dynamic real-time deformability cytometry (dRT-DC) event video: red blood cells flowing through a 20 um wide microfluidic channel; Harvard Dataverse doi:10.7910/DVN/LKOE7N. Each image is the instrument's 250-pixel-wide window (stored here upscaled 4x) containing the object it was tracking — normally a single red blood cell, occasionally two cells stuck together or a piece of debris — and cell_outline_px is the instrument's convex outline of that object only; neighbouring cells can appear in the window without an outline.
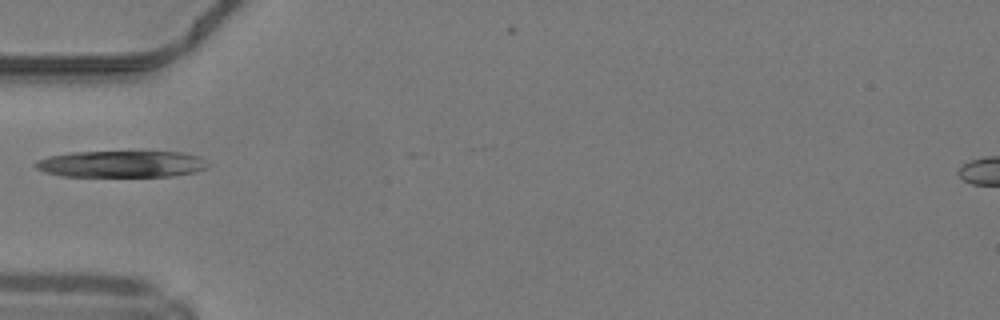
{"species": "common noctule bat (a hibernating species)", "species_latin": "Nyctalus noctula", "temperature_condition": "warm", "stored_images_in_passage": 7, "camera_frame_rate_fps": 3000, "um_per_image_px": 0.085, "animal": {"sex": "male", "body_mass_g": 19.2, "forearm_length_mm": 51.8}, "frame": {"image": 1, "passage_image": 1, "time_ms": 0.0, "image_size_px": [1000, 320], "cell_outline_px": [[212, 164], [208, 168], [196, 172], [172, 176], [60, 176], [44, 172], [36, 168], [32, 164], [36, 160], [48, 156], [72, 152], [180, 152], [200, 156]], "centroid_in_image_um": [10.34, 13.94], "position_along_channel_um": 74.7, "area_um2": 27.05}}